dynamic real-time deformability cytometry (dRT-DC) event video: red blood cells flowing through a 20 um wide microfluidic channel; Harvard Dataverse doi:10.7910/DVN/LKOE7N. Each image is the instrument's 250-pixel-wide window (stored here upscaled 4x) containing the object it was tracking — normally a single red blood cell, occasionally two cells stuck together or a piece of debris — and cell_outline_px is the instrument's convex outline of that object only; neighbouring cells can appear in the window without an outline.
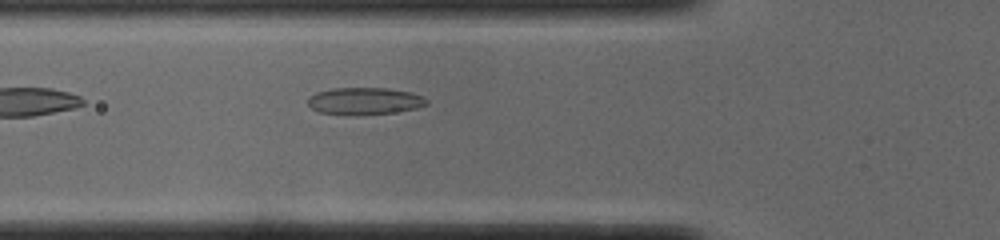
{"species": "common noctule bat (a hibernating species)", "species_latin": "Nyctalus noctula", "temperature_condition": "cold", "stored_images_in_passage": 34, "camera_frame_rate_fps": 3000, "um_per_image_px": 0.085, "animal": {"sex": "male", "body_mass_g": 19.0, "forearm_length_mm": 50.8}, "frame": {"image": 1, "passage_image": 4, "time_ms": 1.0, "image_size_px": [1000, 240], "cell_outline_px": [[428, 104], [416, 108], [392, 112], [320, 112], [312, 108], [308, 104], [308, 96], [316, 92], [332, 88], [388, 88], [412, 92], [424, 96], [428, 100]], "centroid_in_image_um": [31.04, 8.52], "position_along_channel_um": 94.8, "area_um2": 17.92}}
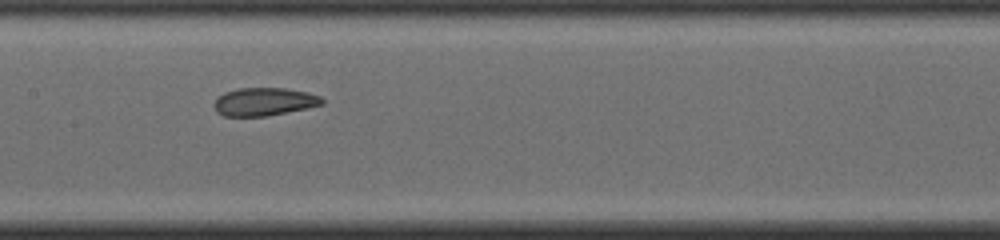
{"frame": {"image": 2, "passage_image": 11, "time_ms": 3.333, "image_size_px": [1000, 240], "cell_outline_px": [[324, 104], [268, 116], [224, 116], [216, 112], [212, 104], [216, 96], [224, 92], [240, 88], [284, 88], [308, 92], [320, 96], [324, 100]], "centroid_in_image_um": [22.4, 8.64], "position_along_channel_um": 185.0, "area_um2": 17.8}}
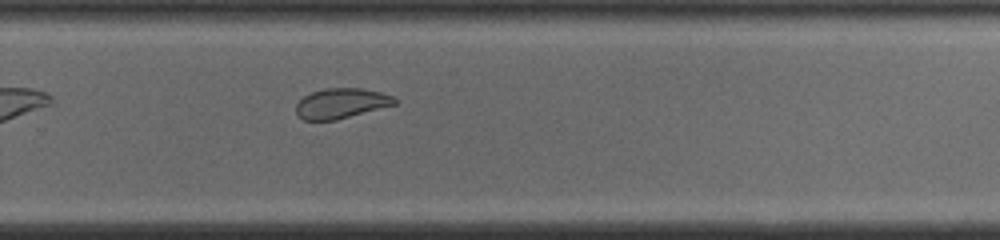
{"frame": {"image": 3, "passage_image": 20, "time_ms": 6.333, "image_size_px": [1000, 240], "cell_outline_px": [[396, 104], [336, 120], [304, 120], [296, 112], [296, 104], [304, 96], [312, 92], [324, 88], [360, 88], [380, 92], [392, 96], [396, 100]], "centroid_in_image_um": [28.99, 8.78], "position_along_channel_um": 300.8, "area_um2": 17.11}}